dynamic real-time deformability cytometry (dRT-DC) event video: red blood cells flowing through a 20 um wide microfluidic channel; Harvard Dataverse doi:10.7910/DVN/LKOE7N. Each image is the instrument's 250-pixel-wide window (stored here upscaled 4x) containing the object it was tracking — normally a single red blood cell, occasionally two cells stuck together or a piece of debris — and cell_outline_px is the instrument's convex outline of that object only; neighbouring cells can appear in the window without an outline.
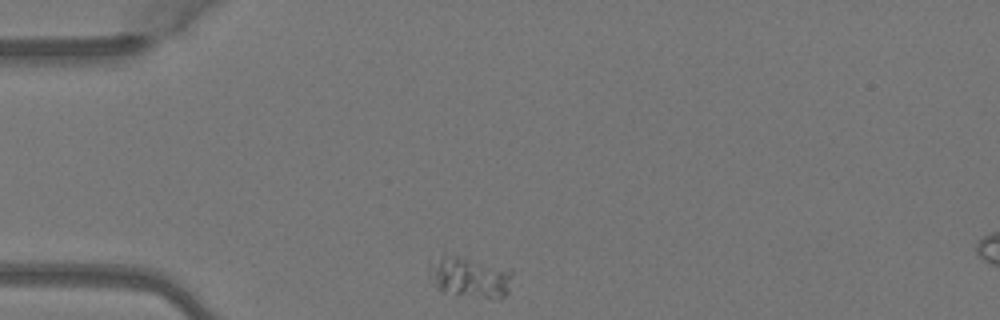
{"species": "Egyptian fruit bat (a non-hibernating species)", "species_latin": "Rousettus aegyptiacus", "temperature_condition": "warm", "stored_images_in_passage": 4, "camera_frame_rate_fps": 3000, "um_per_image_px": 0.085, "animal": {"sex": "female"}, "frame": {"image": 1, "passage_image": 1, "time_ms": 0.0, "image_size_px": [1000, 320], "cell_outline_px": [[512, 272], [508, 292], [504, 296], [484, 296], [444, 292], [436, 288], [428, 280], [428, 272], [444, 252], [512, 268]], "centroid_in_image_um": [39.92, 23.49], "position_along_channel_um": 45.1, "area_um2": 19.54}}
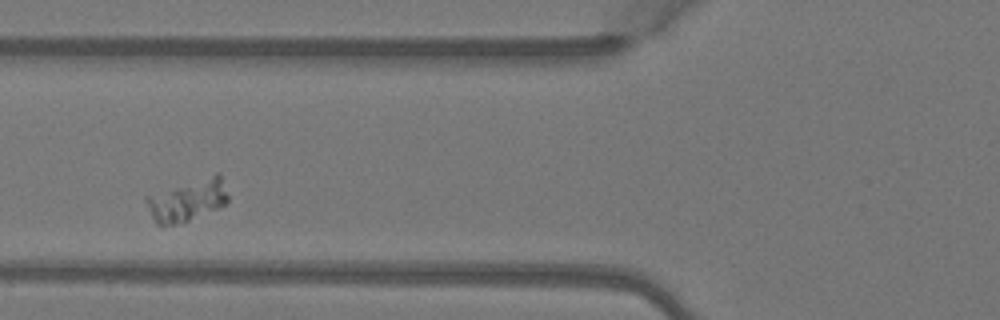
{"frame": {"image": 2, "passage_image": 3, "time_ms": 0.667, "image_size_px": [1000, 320], "cell_outline_px": [[228, 200], [220, 208], [184, 224], [156, 224], [148, 208], [144, 196], [216, 172], [220, 172], [228, 196]], "centroid_in_image_um": [15.96, 17.02], "position_along_channel_um": 109.8, "area_um2": 20.29}}
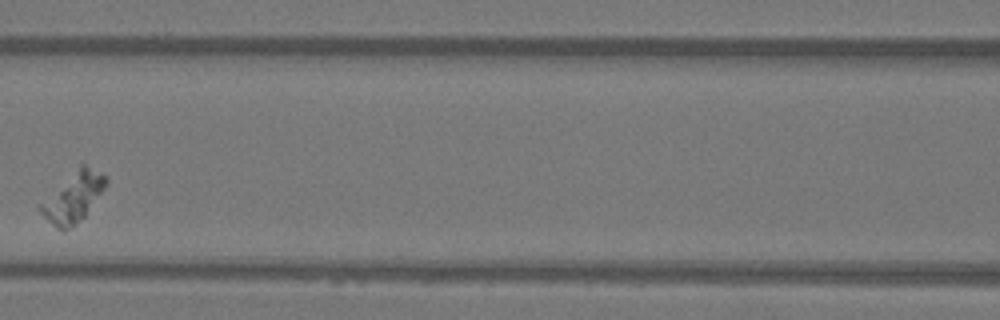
{"frame": {"image": 3, "passage_image": 4, "time_ms": 1.0, "image_size_px": [1000, 320], "cell_outline_px": [[108, 184], [84, 216], [68, 228], [56, 228], [40, 212], [40, 204], [80, 164], [84, 164], [104, 176], [108, 180]], "centroid_in_image_um": [6.25, 16.75], "position_along_channel_um": 160.3, "area_um2": 17.92}}